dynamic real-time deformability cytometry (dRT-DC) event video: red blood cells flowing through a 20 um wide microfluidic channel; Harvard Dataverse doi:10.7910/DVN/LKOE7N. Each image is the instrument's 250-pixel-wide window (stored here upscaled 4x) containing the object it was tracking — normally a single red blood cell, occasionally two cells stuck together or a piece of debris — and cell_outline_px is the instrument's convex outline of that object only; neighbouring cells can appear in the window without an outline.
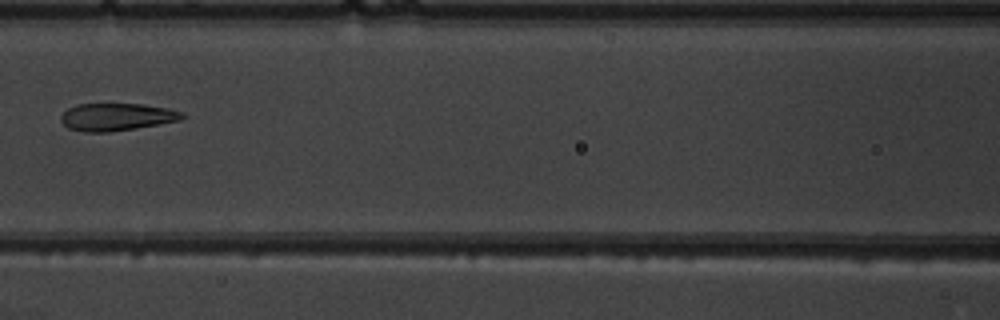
{"species": "common noctule bat (a hibernating species)", "species_latin": "Nyctalus noctula", "temperature_condition": "warm", "stored_images_in_passage": 6, "camera_frame_rate_fps": 3000, "um_per_image_px": 0.085, "animal": {"sex": "male", "body_mass_g": 19.5, "forearm_length_mm": 54.6}, "frame": {"image": 1, "passage_image": 6, "time_ms": 6.667, "image_size_px": [1000, 320], "cell_outline_px": [[184, 116], [180, 120], [136, 128], [112, 132], [84, 132], [68, 128], [60, 120], [60, 116], [68, 108], [76, 104], [140, 104], [168, 108], [184, 112]], "centroid_in_image_um": [9.89, 9.94], "position_along_channel_um": 156.7, "area_um2": 19.42}}